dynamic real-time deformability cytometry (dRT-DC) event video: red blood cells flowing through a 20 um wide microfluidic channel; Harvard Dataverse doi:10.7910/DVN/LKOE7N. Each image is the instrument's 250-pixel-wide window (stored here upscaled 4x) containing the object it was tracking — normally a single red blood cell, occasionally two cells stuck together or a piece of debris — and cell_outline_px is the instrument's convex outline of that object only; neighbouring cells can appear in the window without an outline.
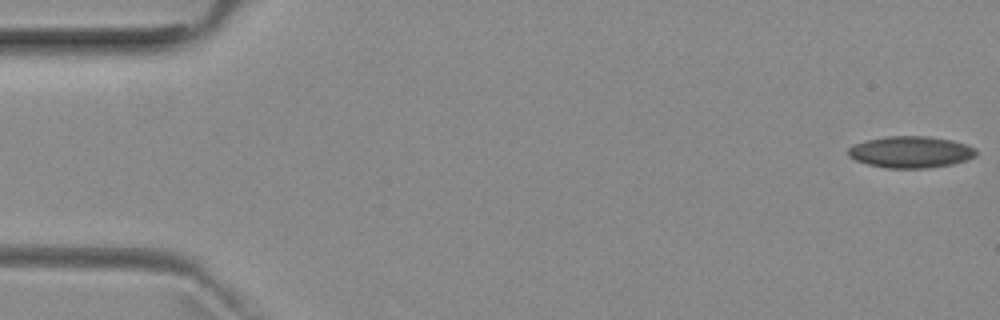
{"species": "common noctule bat (a hibernating species)", "species_latin": "Nyctalus noctula", "temperature_condition": "room temperature", "stored_images_in_passage": 9, "camera_frame_rate_fps": 3000, "um_per_image_px": 0.085, "animal": {"sex": "female", "body_mass_g": 29.2, "forearm_length_mm": 56.3}, "frame": {"image": 1, "passage_image": 1, "time_ms": 0.0, "image_size_px": [1000, 320], "cell_outline_px": [[976, 156], [968, 160], [952, 164], [928, 168], [888, 168], [868, 164], [856, 160], [848, 156], [848, 148], [852, 144], [884, 136], [928, 136], [952, 140], [976, 148]], "centroid_in_image_um": [77.41, 12.92], "position_along_channel_um": 7.6, "area_um2": 23.64}}
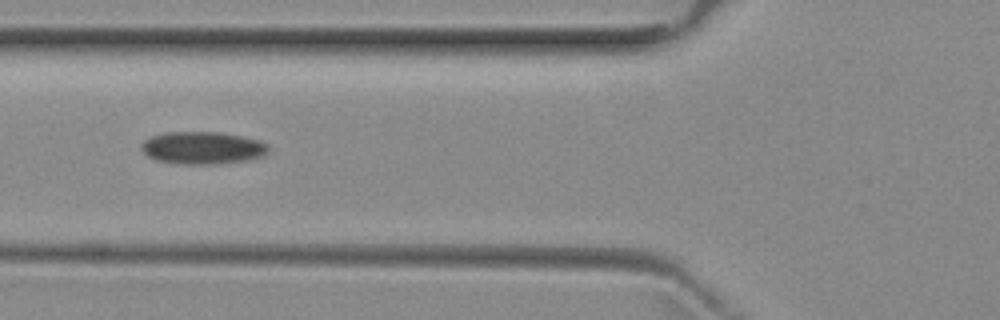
{"frame": {"image": 2, "passage_image": 7, "time_ms": 6.667, "image_size_px": [1000, 320], "cell_outline_px": [[268, 152], [264, 156], [252, 160], [216, 164], [172, 164], [156, 160], [148, 156], [140, 148], [140, 144], [144, 140], [152, 136], [164, 132], [220, 132], [260, 140], [268, 144]], "centroid_in_image_um": [17.22, 12.58], "position_along_channel_um": 108.6, "area_um2": 24.45}}
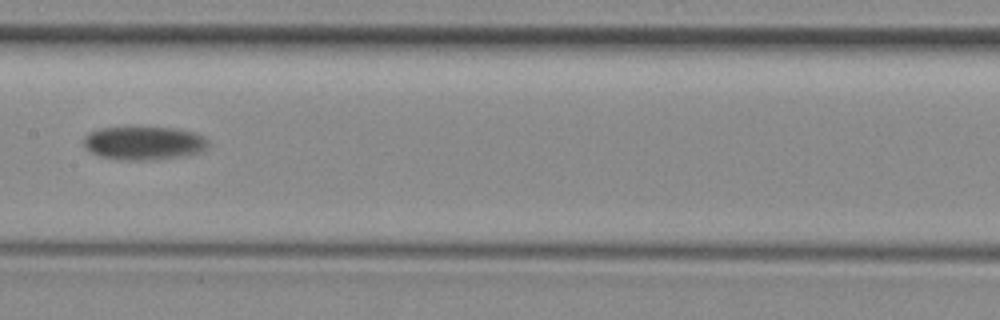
{"frame": {"image": 3, "passage_image": 9, "time_ms": 9.0, "image_size_px": [1000, 320], "cell_outline_px": [[212, 144], [204, 152], [184, 156], [152, 160], [116, 160], [100, 156], [88, 152], [84, 148], [84, 136], [88, 132], [100, 128], [176, 128], [196, 132], [204, 136]], "centroid_in_image_um": [12.27, 12.18], "position_along_channel_um": 195.1, "area_um2": 24.85}}